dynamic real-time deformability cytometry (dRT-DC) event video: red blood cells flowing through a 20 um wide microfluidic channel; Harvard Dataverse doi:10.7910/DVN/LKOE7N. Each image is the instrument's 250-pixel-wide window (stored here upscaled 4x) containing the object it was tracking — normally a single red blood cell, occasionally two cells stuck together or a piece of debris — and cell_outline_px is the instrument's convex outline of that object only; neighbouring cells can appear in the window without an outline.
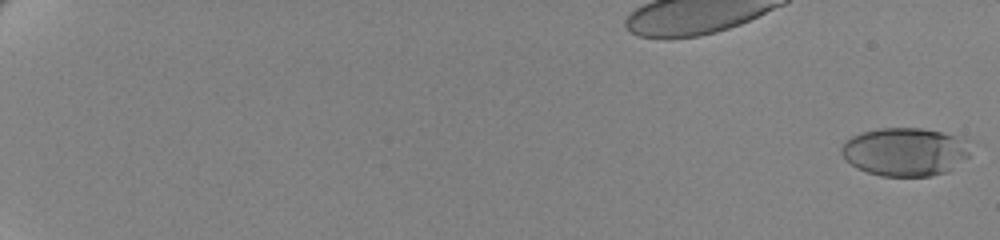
{"species": "human", "species_latin": "Homo sapiens", "temperature_condition": "cold", "stored_images_in_passage": 62, "camera_frame_rate_fps": 3000, "um_per_image_px": 0.085, "donor": {"sex": "female"}, "frame": {"image": 1, "passage_image": 1, "time_ms": 0.0, "image_size_px": [1000, 240], "cell_outline_px": [[968, 156], [948, 172], [932, 176], [880, 176], [856, 168], [844, 160], [840, 152], [840, 148], [852, 136], [860, 132], [880, 128], [920, 128], [944, 132], [956, 136], [968, 152]], "centroid_in_image_um": [76.83, 12.91], "position_along_channel_um": 8.2, "area_um2": 36.01}}
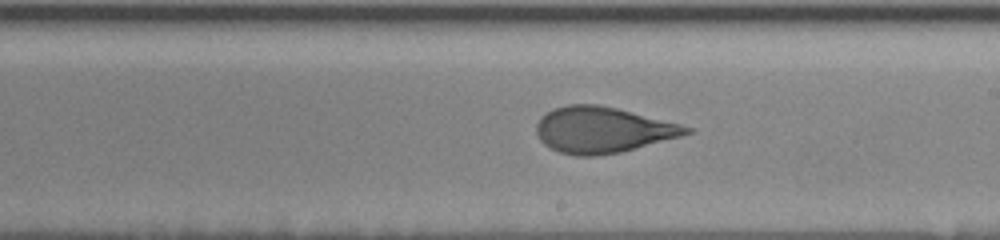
{"frame": {"image": 2, "passage_image": 41, "time_ms": 13.333, "image_size_px": [1000, 240], "cell_outline_px": [[692, 132], [680, 136], [620, 152], [596, 156], [576, 156], [560, 152], [544, 144], [540, 140], [536, 132], [536, 124], [540, 116], [552, 108], [568, 104], [596, 104], [616, 108], [680, 124], [692, 128]], "centroid_in_image_um": [51.16, 11.03], "position_along_channel_um": 237.8, "area_um2": 39.88}}
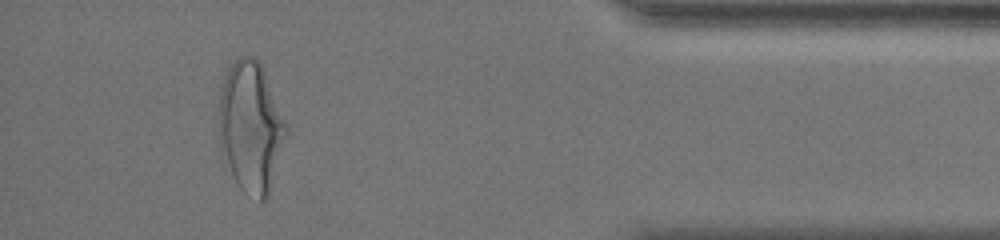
{"frame": {"image": 3, "passage_image": 59, "time_ms": 19.333, "image_size_px": [1000, 240], "cell_outline_px": [[288, 132], [268, 200], [260, 200], [244, 192], [236, 184], [220, 148], [220, 96], [224, 80], [228, 68], [240, 56], [252, 56], [260, 60], [264, 68], [288, 124]], "centroid_in_image_um": [21.37, 10.8], "position_along_channel_um": 413.8, "area_um2": 51.5}}